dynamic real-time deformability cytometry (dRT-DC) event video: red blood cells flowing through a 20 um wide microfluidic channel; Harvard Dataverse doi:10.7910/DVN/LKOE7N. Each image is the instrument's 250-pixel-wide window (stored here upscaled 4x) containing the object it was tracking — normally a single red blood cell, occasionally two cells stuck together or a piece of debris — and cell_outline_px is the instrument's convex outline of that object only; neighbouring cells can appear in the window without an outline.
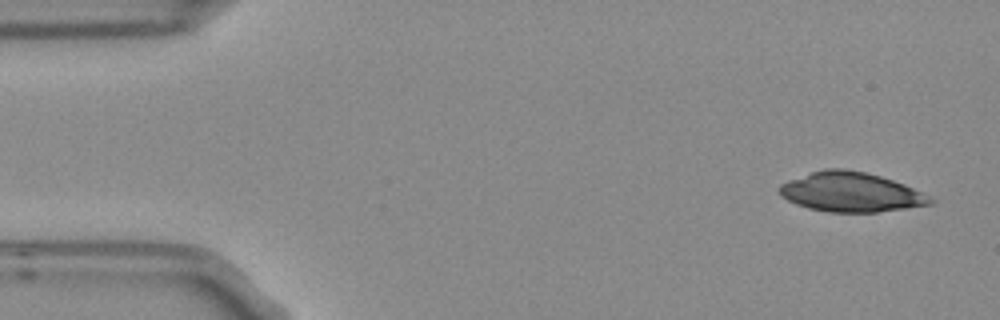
{"species": "Egyptian fruit bat (a non-hibernating species)", "species_latin": "Rousettus aegyptiacus", "temperature_condition": "room temperature", "stored_images_in_passage": 4, "camera_frame_rate_fps": 3000, "um_per_image_px": 0.085, "frame": {"image": 1, "passage_image": 1, "time_ms": 0.0, "image_size_px": [1000, 320], "cell_outline_px": [[936, 200], [932, 204], [876, 212], [828, 212], [808, 208], [796, 204], [780, 196], [780, 184], [788, 180], [824, 168], [840, 168], [864, 172], [880, 176], [904, 184], [932, 196]], "centroid_in_image_um": [72.34, 16.33], "position_along_channel_um": 12.7, "area_um2": 34.68}}